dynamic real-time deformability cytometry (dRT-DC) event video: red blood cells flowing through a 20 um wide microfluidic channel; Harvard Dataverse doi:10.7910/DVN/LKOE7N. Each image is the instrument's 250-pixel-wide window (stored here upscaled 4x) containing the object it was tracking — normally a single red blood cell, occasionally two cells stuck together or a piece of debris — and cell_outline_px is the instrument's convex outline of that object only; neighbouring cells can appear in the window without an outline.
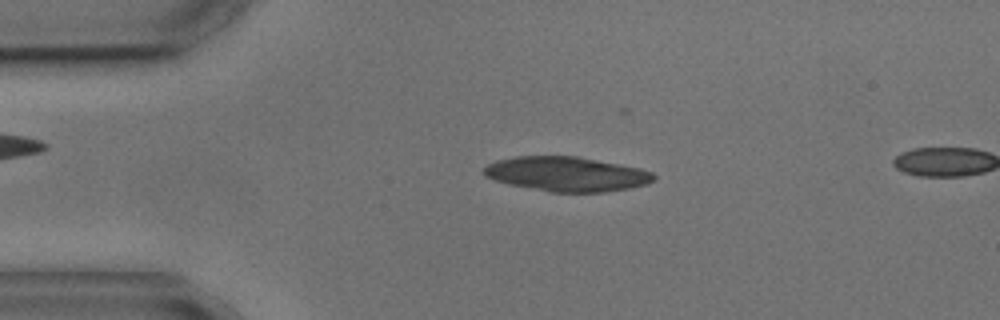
{"species": "common noctule bat (a hibernating species)", "species_latin": "Nyctalus noctula", "temperature_condition": "cold", "stored_images_in_passage": 5, "segment_of_instrument_passage": [1, 2], "camera_frame_rate_fps": 3000, "um_per_image_px": 0.085, "animal": {"sex": "male", "body_mass_g": 17.9, "forearm_length_mm": 54.2}, "frame": {"image": 1, "passage_image": 3, "time_ms": 2.333, "image_size_px": [1000, 320], "cell_outline_px": [[656, 180], [644, 184], [628, 188], [604, 192], [552, 192], [508, 184], [484, 176], [480, 172], [488, 164], [496, 160], [516, 156], [576, 156], [620, 164], [640, 168], [652, 172], [656, 176]], "centroid_in_image_um": [48.14, 14.79], "position_along_channel_um": 36.9, "area_um2": 34.22}}